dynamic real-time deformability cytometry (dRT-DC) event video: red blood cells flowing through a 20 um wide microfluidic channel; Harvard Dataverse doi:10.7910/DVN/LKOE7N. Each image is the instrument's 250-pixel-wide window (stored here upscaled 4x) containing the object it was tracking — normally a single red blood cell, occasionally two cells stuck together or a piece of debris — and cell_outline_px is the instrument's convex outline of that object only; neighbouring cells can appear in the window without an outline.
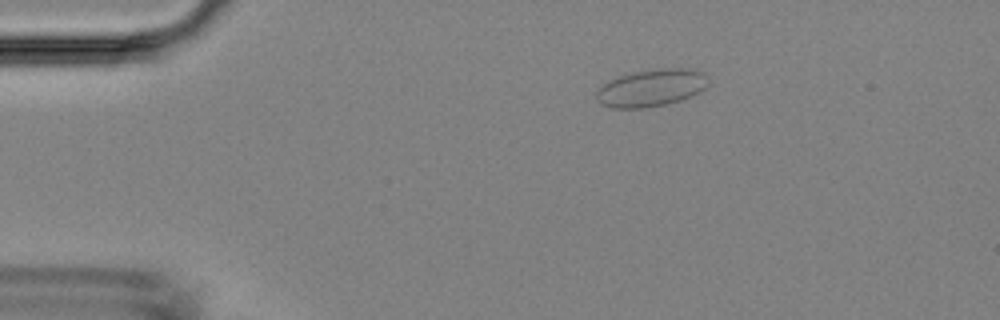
{"species": "Egyptian fruit bat (a non-hibernating species)", "species_latin": "Rousettus aegyptiacus", "temperature_condition": "room temperature", "stored_images_in_passage": 44, "camera_frame_rate_fps": 3000, "um_per_image_px": 0.085, "animal": {"sex": "female"}, "frame": {"image": 1, "passage_image": 3, "time_ms": 0.667, "image_size_px": [1000, 320], "cell_outline_px": [[708, 84], [700, 92], [680, 100], [664, 104], [644, 108], [612, 108], [600, 104], [596, 100], [596, 92], [608, 80], [616, 76], [632, 72], [660, 68], [696, 68], [704, 72], [708, 76]], "centroid_in_image_um": [55.37, 7.45], "position_along_channel_um": 29.6, "area_um2": 24.62}}
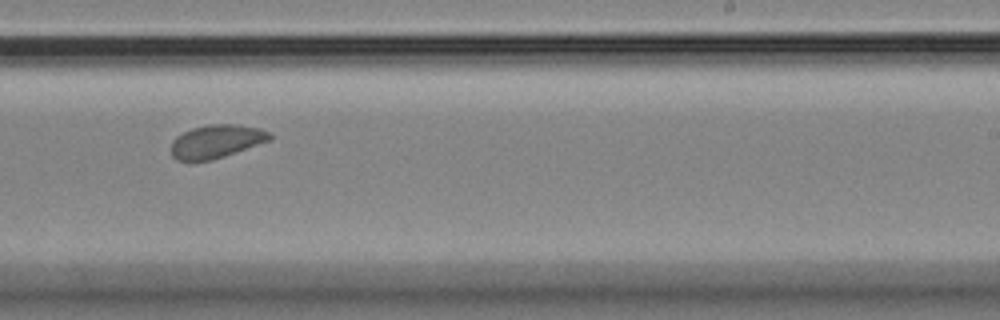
{"frame": {"image": 2, "passage_image": 25, "time_ms": 8.0, "image_size_px": [1000, 320], "cell_outline_px": [[272, 140], [212, 160], [188, 164], [176, 160], [172, 156], [172, 140], [176, 136], [192, 128], [208, 124], [236, 124], [260, 128], [272, 132]], "centroid_in_image_um": [18.37, 12.05], "position_along_channel_um": 270.6, "area_um2": 19.71}}
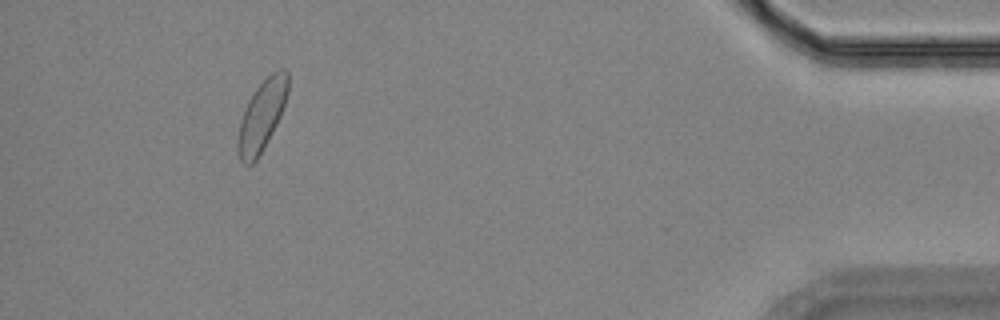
{"frame": {"image": 3, "passage_image": 40, "time_ms": 13.0, "image_size_px": [1000, 320], "cell_outline_px": [[288, 92], [280, 116], [276, 124], [256, 160], [248, 168], [240, 160], [236, 144], [240, 120], [244, 108], [248, 100], [256, 88], [272, 72], [280, 68], [284, 68], [288, 72]], "centroid_in_image_um": [22.23, 9.83], "position_along_channel_um": 413.0, "area_um2": 20.52}}